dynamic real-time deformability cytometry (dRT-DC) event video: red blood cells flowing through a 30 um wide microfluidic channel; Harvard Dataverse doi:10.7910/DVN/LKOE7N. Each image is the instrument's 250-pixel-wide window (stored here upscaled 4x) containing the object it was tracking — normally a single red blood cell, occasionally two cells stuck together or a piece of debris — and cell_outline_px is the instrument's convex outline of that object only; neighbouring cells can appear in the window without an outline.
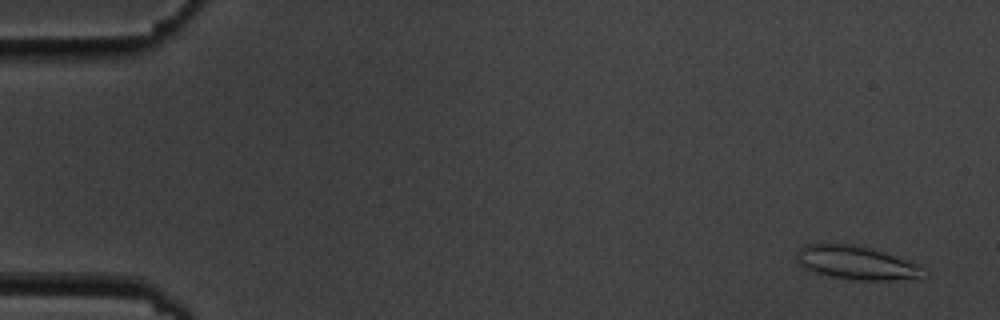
{"species": "common noctule bat (a hibernating species)", "species_latin": "Nyctalus noctula", "temperature_condition": "cold", "stored_images_in_passage": 4, "camera_frame_rate_fps": 3000, "um_per_image_px": 0.085, "animal": {"sex": "male", "body_mass_g": 19.5, "forearm_length_mm": 54.6}, "frame": {"image": 1, "passage_image": 1, "time_ms": 0.0, "image_size_px": [1000, 320], "cell_outline_px": [[920, 280], [856, 280], [832, 276], [816, 272], [804, 268], [796, 260], [796, 252], [804, 244], [848, 244], [872, 248], [920, 264]], "centroid_in_image_um": [72.78, 22.34], "position_along_channel_um": 12.2, "area_um2": 24.68}}
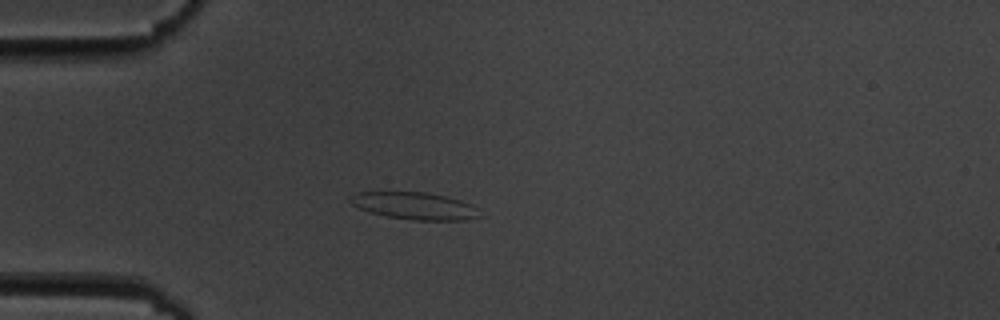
{"frame": {"image": 2, "passage_image": 4, "time_ms": 4.333, "image_size_px": [1000, 320], "cell_outline_px": [[484, 216], [468, 220], [412, 220], [388, 216], [368, 212], [352, 204], [348, 200], [348, 196], [356, 192], [424, 192], [448, 196], [472, 204]], "centroid_in_image_um": [35.27, 17.5], "position_along_channel_um": 49.7, "area_um2": 20.75}}